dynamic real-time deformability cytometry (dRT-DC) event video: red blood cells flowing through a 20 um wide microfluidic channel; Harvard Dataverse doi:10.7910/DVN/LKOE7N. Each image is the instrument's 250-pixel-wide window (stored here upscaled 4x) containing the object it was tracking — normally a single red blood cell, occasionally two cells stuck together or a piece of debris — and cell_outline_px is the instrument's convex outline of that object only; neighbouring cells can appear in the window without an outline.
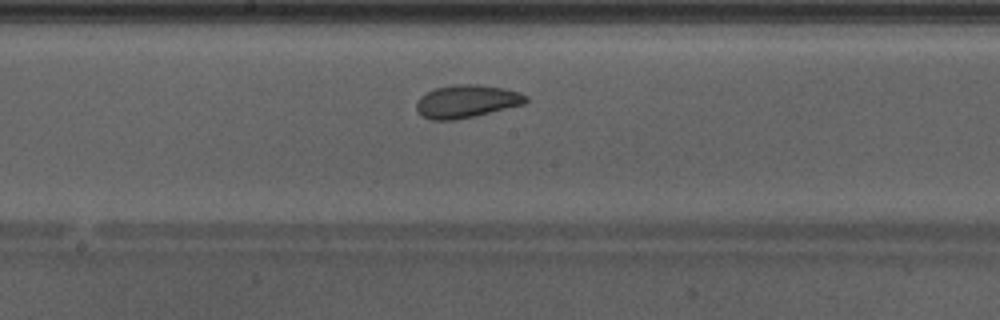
{"species": "Egyptian fruit bat (a non-hibernating species)", "species_latin": "Rousettus aegyptiacus", "temperature_condition": "warm", "stored_images_in_passage": 39, "camera_frame_rate_fps": 3000, "um_per_image_px": 0.085, "animal": {"sex": "male"}, "frame": {"image": 1, "passage_image": 17, "time_ms": 5.333, "image_size_px": [1000, 320], "cell_outline_px": [[528, 100], [524, 104], [476, 116], [456, 120], [432, 120], [424, 116], [416, 108], [416, 100], [420, 96], [436, 88], [456, 84], [476, 84], [500, 88], [520, 92], [528, 96]], "centroid_in_image_um": [39.67, 8.62], "position_along_channel_um": 208.5, "area_um2": 20.87}, "authors_computed_cell_mechanics": {"area_um2": 21.9062, "velocity_mm_per_s": 4.2424, "shape_relaxation_time_tau1_ms": null, "shape_relaxation_time_tau2_ms": 1.6157, "deformation_change_tau1": null, "deformation_change_tau2": 0.0669}}